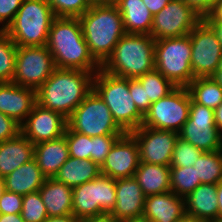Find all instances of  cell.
<instances>
[{"label":"cell","mask_w":222,"mask_h":222,"mask_svg":"<svg viewBox=\"0 0 222 222\" xmlns=\"http://www.w3.org/2000/svg\"><path fill=\"white\" fill-rule=\"evenodd\" d=\"M46 47L56 68L96 73L101 65L90 53L79 18L56 17L48 34Z\"/></svg>","instance_id":"cell-1"},{"label":"cell","mask_w":222,"mask_h":222,"mask_svg":"<svg viewBox=\"0 0 222 222\" xmlns=\"http://www.w3.org/2000/svg\"><path fill=\"white\" fill-rule=\"evenodd\" d=\"M94 73L55 68L36 90V103L68 118L93 90Z\"/></svg>","instance_id":"cell-2"},{"label":"cell","mask_w":222,"mask_h":222,"mask_svg":"<svg viewBox=\"0 0 222 222\" xmlns=\"http://www.w3.org/2000/svg\"><path fill=\"white\" fill-rule=\"evenodd\" d=\"M79 20L90 53L102 66L126 34L121 13L112 1L94 2Z\"/></svg>","instance_id":"cell-3"},{"label":"cell","mask_w":222,"mask_h":222,"mask_svg":"<svg viewBox=\"0 0 222 222\" xmlns=\"http://www.w3.org/2000/svg\"><path fill=\"white\" fill-rule=\"evenodd\" d=\"M116 77L136 79L155 69V39L148 34H125L101 66Z\"/></svg>","instance_id":"cell-4"},{"label":"cell","mask_w":222,"mask_h":222,"mask_svg":"<svg viewBox=\"0 0 222 222\" xmlns=\"http://www.w3.org/2000/svg\"><path fill=\"white\" fill-rule=\"evenodd\" d=\"M93 90L108 106L113 120L125 133L142 126L144 116L129 93V79L116 77L99 69L94 74Z\"/></svg>","instance_id":"cell-5"},{"label":"cell","mask_w":222,"mask_h":222,"mask_svg":"<svg viewBox=\"0 0 222 222\" xmlns=\"http://www.w3.org/2000/svg\"><path fill=\"white\" fill-rule=\"evenodd\" d=\"M55 18L46 0H23L5 31L17 46H46Z\"/></svg>","instance_id":"cell-6"},{"label":"cell","mask_w":222,"mask_h":222,"mask_svg":"<svg viewBox=\"0 0 222 222\" xmlns=\"http://www.w3.org/2000/svg\"><path fill=\"white\" fill-rule=\"evenodd\" d=\"M191 54L189 34L155 40V69L175 87H187L195 79Z\"/></svg>","instance_id":"cell-7"},{"label":"cell","mask_w":222,"mask_h":222,"mask_svg":"<svg viewBox=\"0 0 222 222\" xmlns=\"http://www.w3.org/2000/svg\"><path fill=\"white\" fill-rule=\"evenodd\" d=\"M116 205V180L100 175L73 188L72 214L78 219L110 214Z\"/></svg>","instance_id":"cell-8"},{"label":"cell","mask_w":222,"mask_h":222,"mask_svg":"<svg viewBox=\"0 0 222 222\" xmlns=\"http://www.w3.org/2000/svg\"><path fill=\"white\" fill-rule=\"evenodd\" d=\"M67 127L89 137L125 133L113 120L108 106L94 90L67 118Z\"/></svg>","instance_id":"cell-9"},{"label":"cell","mask_w":222,"mask_h":222,"mask_svg":"<svg viewBox=\"0 0 222 222\" xmlns=\"http://www.w3.org/2000/svg\"><path fill=\"white\" fill-rule=\"evenodd\" d=\"M191 96L187 87H176L150 105L142 126L179 133L189 118Z\"/></svg>","instance_id":"cell-10"},{"label":"cell","mask_w":222,"mask_h":222,"mask_svg":"<svg viewBox=\"0 0 222 222\" xmlns=\"http://www.w3.org/2000/svg\"><path fill=\"white\" fill-rule=\"evenodd\" d=\"M46 46H17L13 83L37 90L55 69Z\"/></svg>","instance_id":"cell-11"},{"label":"cell","mask_w":222,"mask_h":222,"mask_svg":"<svg viewBox=\"0 0 222 222\" xmlns=\"http://www.w3.org/2000/svg\"><path fill=\"white\" fill-rule=\"evenodd\" d=\"M179 137L203 152L222 150V134L215 125L214 110L191 99L189 118Z\"/></svg>","instance_id":"cell-12"},{"label":"cell","mask_w":222,"mask_h":222,"mask_svg":"<svg viewBox=\"0 0 222 222\" xmlns=\"http://www.w3.org/2000/svg\"><path fill=\"white\" fill-rule=\"evenodd\" d=\"M191 69L194 78L212 77L222 57V45L213 29L202 19L189 33Z\"/></svg>","instance_id":"cell-13"},{"label":"cell","mask_w":222,"mask_h":222,"mask_svg":"<svg viewBox=\"0 0 222 222\" xmlns=\"http://www.w3.org/2000/svg\"><path fill=\"white\" fill-rule=\"evenodd\" d=\"M202 19L184 0H171L153 15L150 35L155 40L185 36Z\"/></svg>","instance_id":"cell-14"},{"label":"cell","mask_w":222,"mask_h":222,"mask_svg":"<svg viewBox=\"0 0 222 222\" xmlns=\"http://www.w3.org/2000/svg\"><path fill=\"white\" fill-rule=\"evenodd\" d=\"M139 146L140 162L171 165L172 154L179 133L140 126L130 132Z\"/></svg>","instance_id":"cell-15"},{"label":"cell","mask_w":222,"mask_h":222,"mask_svg":"<svg viewBox=\"0 0 222 222\" xmlns=\"http://www.w3.org/2000/svg\"><path fill=\"white\" fill-rule=\"evenodd\" d=\"M140 163L139 146L131 133H124L111 147L101 175L112 179L133 177Z\"/></svg>","instance_id":"cell-16"},{"label":"cell","mask_w":222,"mask_h":222,"mask_svg":"<svg viewBox=\"0 0 222 222\" xmlns=\"http://www.w3.org/2000/svg\"><path fill=\"white\" fill-rule=\"evenodd\" d=\"M67 118L35 103L21 124V133L33 144L57 139L65 134Z\"/></svg>","instance_id":"cell-17"},{"label":"cell","mask_w":222,"mask_h":222,"mask_svg":"<svg viewBox=\"0 0 222 222\" xmlns=\"http://www.w3.org/2000/svg\"><path fill=\"white\" fill-rule=\"evenodd\" d=\"M36 103V90L13 82L0 83V112L20 125Z\"/></svg>","instance_id":"cell-18"},{"label":"cell","mask_w":222,"mask_h":222,"mask_svg":"<svg viewBox=\"0 0 222 222\" xmlns=\"http://www.w3.org/2000/svg\"><path fill=\"white\" fill-rule=\"evenodd\" d=\"M145 198L134 176L116 179V205L109 215L117 221L142 217Z\"/></svg>","instance_id":"cell-19"},{"label":"cell","mask_w":222,"mask_h":222,"mask_svg":"<svg viewBox=\"0 0 222 222\" xmlns=\"http://www.w3.org/2000/svg\"><path fill=\"white\" fill-rule=\"evenodd\" d=\"M185 215V198L172 191L145 198L142 217L147 222H178Z\"/></svg>","instance_id":"cell-20"},{"label":"cell","mask_w":222,"mask_h":222,"mask_svg":"<svg viewBox=\"0 0 222 222\" xmlns=\"http://www.w3.org/2000/svg\"><path fill=\"white\" fill-rule=\"evenodd\" d=\"M185 214L204 222L218 220L217 184H200L185 197Z\"/></svg>","instance_id":"cell-21"},{"label":"cell","mask_w":222,"mask_h":222,"mask_svg":"<svg viewBox=\"0 0 222 222\" xmlns=\"http://www.w3.org/2000/svg\"><path fill=\"white\" fill-rule=\"evenodd\" d=\"M69 157L65 134L57 139L35 144L34 159L46 178H54Z\"/></svg>","instance_id":"cell-22"},{"label":"cell","mask_w":222,"mask_h":222,"mask_svg":"<svg viewBox=\"0 0 222 222\" xmlns=\"http://www.w3.org/2000/svg\"><path fill=\"white\" fill-rule=\"evenodd\" d=\"M35 144L21 132L14 138L0 142V177L34 159Z\"/></svg>","instance_id":"cell-23"},{"label":"cell","mask_w":222,"mask_h":222,"mask_svg":"<svg viewBox=\"0 0 222 222\" xmlns=\"http://www.w3.org/2000/svg\"><path fill=\"white\" fill-rule=\"evenodd\" d=\"M39 193L48 217L72 214L73 189L68 185L55 178H46Z\"/></svg>","instance_id":"cell-24"},{"label":"cell","mask_w":222,"mask_h":222,"mask_svg":"<svg viewBox=\"0 0 222 222\" xmlns=\"http://www.w3.org/2000/svg\"><path fill=\"white\" fill-rule=\"evenodd\" d=\"M123 18L127 34L151 33L153 14L142 0H112Z\"/></svg>","instance_id":"cell-25"},{"label":"cell","mask_w":222,"mask_h":222,"mask_svg":"<svg viewBox=\"0 0 222 222\" xmlns=\"http://www.w3.org/2000/svg\"><path fill=\"white\" fill-rule=\"evenodd\" d=\"M45 179L36 160L32 159L4 177L5 190L24 196L39 191Z\"/></svg>","instance_id":"cell-26"},{"label":"cell","mask_w":222,"mask_h":222,"mask_svg":"<svg viewBox=\"0 0 222 222\" xmlns=\"http://www.w3.org/2000/svg\"><path fill=\"white\" fill-rule=\"evenodd\" d=\"M101 175V167L91 159L69 157L60 167L55 179L72 189Z\"/></svg>","instance_id":"cell-27"},{"label":"cell","mask_w":222,"mask_h":222,"mask_svg":"<svg viewBox=\"0 0 222 222\" xmlns=\"http://www.w3.org/2000/svg\"><path fill=\"white\" fill-rule=\"evenodd\" d=\"M134 178L146 197L171 191L170 166L140 162Z\"/></svg>","instance_id":"cell-28"},{"label":"cell","mask_w":222,"mask_h":222,"mask_svg":"<svg viewBox=\"0 0 222 222\" xmlns=\"http://www.w3.org/2000/svg\"><path fill=\"white\" fill-rule=\"evenodd\" d=\"M191 99L215 110L222 104V87L212 77L195 78L188 86Z\"/></svg>","instance_id":"cell-29"},{"label":"cell","mask_w":222,"mask_h":222,"mask_svg":"<svg viewBox=\"0 0 222 222\" xmlns=\"http://www.w3.org/2000/svg\"><path fill=\"white\" fill-rule=\"evenodd\" d=\"M145 89L146 93V113L150 105L160 98L166 97L176 87L166 79L159 71L154 69L151 72L136 78Z\"/></svg>","instance_id":"cell-30"},{"label":"cell","mask_w":222,"mask_h":222,"mask_svg":"<svg viewBox=\"0 0 222 222\" xmlns=\"http://www.w3.org/2000/svg\"><path fill=\"white\" fill-rule=\"evenodd\" d=\"M194 167L201 184H217L222 180V150L203 152Z\"/></svg>","instance_id":"cell-31"},{"label":"cell","mask_w":222,"mask_h":222,"mask_svg":"<svg viewBox=\"0 0 222 222\" xmlns=\"http://www.w3.org/2000/svg\"><path fill=\"white\" fill-rule=\"evenodd\" d=\"M200 184L194 166L170 167L171 191L177 196L187 197Z\"/></svg>","instance_id":"cell-32"},{"label":"cell","mask_w":222,"mask_h":222,"mask_svg":"<svg viewBox=\"0 0 222 222\" xmlns=\"http://www.w3.org/2000/svg\"><path fill=\"white\" fill-rule=\"evenodd\" d=\"M16 54L17 45L5 30H0V83L13 81Z\"/></svg>","instance_id":"cell-33"},{"label":"cell","mask_w":222,"mask_h":222,"mask_svg":"<svg viewBox=\"0 0 222 222\" xmlns=\"http://www.w3.org/2000/svg\"><path fill=\"white\" fill-rule=\"evenodd\" d=\"M53 10L55 17L79 18L86 13L92 0H46Z\"/></svg>","instance_id":"cell-34"},{"label":"cell","mask_w":222,"mask_h":222,"mask_svg":"<svg viewBox=\"0 0 222 222\" xmlns=\"http://www.w3.org/2000/svg\"><path fill=\"white\" fill-rule=\"evenodd\" d=\"M21 217L25 222H43L48 218L39 191L28 193L23 196Z\"/></svg>","instance_id":"cell-35"},{"label":"cell","mask_w":222,"mask_h":222,"mask_svg":"<svg viewBox=\"0 0 222 222\" xmlns=\"http://www.w3.org/2000/svg\"><path fill=\"white\" fill-rule=\"evenodd\" d=\"M202 153V150L178 137L174 146L170 167L194 166V163Z\"/></svg>","instance_id":"cell-36"},{"label":"cell","mask_w":222,"mask_h":222,"mask_svg":"<svg viewBox=\"0 0 222 222\" xmlns=\"http://www.w3.org/2000/svg\"><path fill=\"white\" fill-rule=\"evenodd\" d=\"M65 137L70 157L91 159L92 137L70 130H65Z\"/></svg>","instance_id":"cell-37"},{"label":"cell","mask_w":222,"mask_h":222,"mask_svg":"<svg viewBox=\"0 0 222 222\" xmlns=\"http://www.w3.org/2000/svg\"><path fill=\"white\" fill-rule=\"evenodd\" d=\"M120 136L122 135H102L92 137L91 160L101 167L111 147Z\"/></svg>","instance_id":"cell-38"},{"label":"cell","mask_w":222,"mask_h":222,"mask_svg":"<svg viewBox=\"0 0 222 222\" xmlns=\"http://www.w3.org/2000/svg\"><path fill=\"white\" fill-rule=\"evenodd\" d=\"M23 196L4 191L0 196V214H21Z\"/></svg>","instance_id":"cell-39"},{"label":"cell","mask_w":222,"mask_h":222,"mask_svg":"<svg viewBox=\"0 0 222 222\" xmlns=\"http://www.w3.org/2000/svg\"><path fill=\"white\" fill-rule=\"evenodd\" d=\"M22 2L23 0H0V24H3L0 30H6L13 22Z\"/></svg>","instance_id":"cell-40"},{"label":"cell","mask_w":222,"mask_h":222,"mask_svg":"<svg viewBox=\"0 0 222 222\" xmlns=\"http://www.w3.org/2000/svg\"><path fill=\"white\" fill-rule=\"evenodd\" d=\"M21 132V125L0 112V142L12 139Z\"/></svg>","instance_id":"cell-41"},{"label":"cell","mask_w":222,"mask_h":222,"mask_svg":"<svg viewBox=\"0 0 222 222\" xmlns=\"http://www.w3.org/2000/svg\"><path fill=\"white\" fill-rule=\"evenodd\" d=\"M129 93L133 97L137 109L144 116L146 114V93L137 79H129Z\"/></svg>","instance_id":"cell-42"},{"label":"cell","mask_w":222,"mask_h":222,"mask_svg":"<svg viewBox=\"0 0 222 222\" xmlns=\"http://www.w3.org/2000/svg\"><path fill=\"white\" fill-rule=\"evenodd\" d=\"M200 17L207 16L218 0H184Z\"/></svg>","instance_id":"cell-43"},{"label":"cell","mask_w":222,"mask_h":222,"mask_svg":"<svg viewBox=\"0 0 222 222\" xmlns=\"http://www.w3.org/2000/svg\"><path fill=\"white\" fill-rule=\"evenodd\" d=\"M148 10L155 15L161 11L171 0H142Z\"/></svg>","instance_id":"cell-44"},{"label":"cell","mask_w":222,"mask_h":222,"mask_svg":"<svg viewBox=\"0 0 222 222\" xmlns=\"http://www.w3.org/2000/svg\"><path fill=\"white\" fill-rule=\"evenodd\" d=\"M204 21H219L222 23V0H218L212 11L203 18Z\"/></svg>","instance_id":"cell-45"},{"label":"cell","mask_w":222,"mask_h":222,"mask_svg":"<svg viewBox=\"0 0 222 222\" xmlns=\"http://www.w3.org/2000/svg\"><path fill=\"white\" fill-rule=\"evenodd\" d=\"M43 222H79V220L73 214H68L65 216L48 217Z\"/></svg>","instance_id":"cell-46"},{"label":"cell","mask_w":222,"mask_h":222,"mask_svg":"<svg viewBox=\"0 0 222 222\" xmlns=\"http://www.w3.org/2000/svg\"><path fill=\"white\" fill-rule=\"evenodd\" d=\"M79 222H118L114 217H111L109 214H105L99 217H91L79 220Z\"/></svg>","instance_id":"cell-47"},{"label":"cell","mask_w":222,"mask_h":222,"mask_svg":"<svg viewBox=\"0 0 222 222\" xmlns=\"http://www.w3.org/2000/svg\"><path fill=\"white\" fill-rule=\"evenodd\" d=\"M216 33L217 38L220 41V44L222 45V23L219 21H205Z\"/></svg>","instance_id":"cell-48"},{"label":"cell","mask_w":222,"mask_h":222,"mask_svg":"<svg viewBox=\"0 0 222 222\" xmlns=\"http://www.w3.org/2000/svg\"><path fill=\"white\" fill-rule=\"evenodd\" d=\"M0 222H25L21 214H0Z\"/></svg>","instance_id":"cell-49"},{"label":"cell","mask_w":222,"mask_h":222,"mask_svg":"<svg viewBox=\"0 0 222 222\" xmlns=\"http://www.w3.org/2000/svg\"><path fill=\"white\" fill-rule=\"evenodd\" d=\"M218 220H222V180L217 183Z\"/></svg>","instance_id":"cell-50"},{"label":"cell","mask_w":222,"mask_h":222,"mask_svg":"<svg viewBox=\"0 0 222 222\" xmlns=\"http://www.w3.org/2000/svg\"><path fill=\"white\" fill-rule=\"evenodd\" d=\"M215 125L222 134V104L214 110Z\"/></svg>","instance_id":"cell-51"},{"label":"cell","mask_w":222,"mask_h":222,"mask_svg":"<svg viewBox=\"0 0 222 222\" xmlns=\"http://www.w3.org/2000/svg\"><path fill=\"white\" fill-rule=\"evenodd\" d=\"M212 78H214L220 84V86L222 87V57L220 59L218 69L214 73Z\"/></svg>","instance_id":"cell-52"},{"label":"cell","mask_w":222,"mask_h":222,"mask_svg":"<svg viewBox=\"0 0 222 222\" xmlns=\"http://www.w3.org/2000/svg\"><path fill=\"white\" fill-rule=\"evenodd\" d=\"M118 222H147L145 218L138 217V218H129V219H122Z\"/></svg>","instance_id":"cell-53"},{"label":"cell","mask_w":222,"mask_h":222,"mask_svg":"<svg viewBox=\"0 0 222 222\" xmlns=\"http://www.w3.org/2000/svg\"><path fill=\"white\" fill-rule=\"evenodd\" d=\"M178 222H204V221H200V220H197L193 217H189V216H184L182 219H180Z\"/></svg>","instance_id":"cell-54"},{"label":"cell","mask_w":222,"mask_h":222,"mask_svg":"<svg viewBox=\"0 0 222 222\" xmlns=\"http://www.w3.org/2000/svg\"><path fill=\"white\" fill-rule=\"evenodd\" d=\"M5 191L4 178L0 177V196Z\"/></svg>","instance_id":"cell-55"},{"label":"cell","mask_w":222,"mask_h":222,"mask_svg":"<svg viewBox=\"0 0 222 222\" xmlns=\"http://www.w3.org/2000/svg\"><path fill=\"white\" fill-rule=\"evenodd\" d=\"M93 2H106V1H112V0H92Z\"/></svg>","instance_id":"cell-56"}]
</instances>
